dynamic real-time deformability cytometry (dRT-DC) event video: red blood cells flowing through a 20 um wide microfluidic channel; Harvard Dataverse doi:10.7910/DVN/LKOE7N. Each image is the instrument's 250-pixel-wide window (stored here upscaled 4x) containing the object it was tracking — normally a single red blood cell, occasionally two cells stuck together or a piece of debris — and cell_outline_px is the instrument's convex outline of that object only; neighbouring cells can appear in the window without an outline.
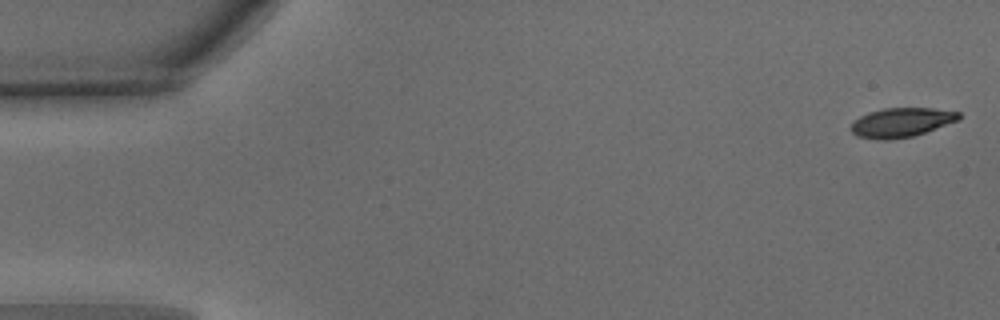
{"species": "common noctule bat (a hibernating species)", "species_latin": "Nyctalus noctula", "temperature_condition": "warm", "stored_images_in_passage": 51, "camera_frame_rate_fps": 3000, "um_per_image_px": 0.085, "animal": {"sex": "male", "body_mass_g": 15.6}, "frame": {"image": 1, "passage_image": 1, "time_ms": 0.0, "image_size_px": [1000, 320], "cell_outline_px": [[960, 120], [912, 136], [888, 140], [876, 140], [856, 136], [852, 132], [852, 120], [868, 112], [884, 108], [932, 108], [960, 112]], "centroid_in_image_um": [76.59, 10.4], "position_along_channel_um": 8.4, "area_um2": 18.44}}
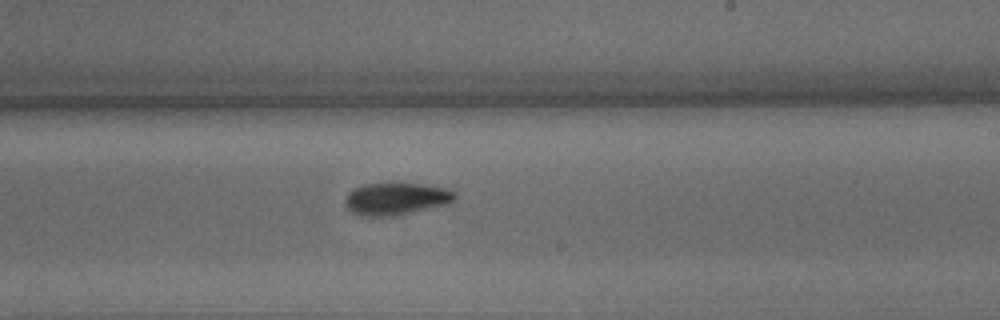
{"frame": {"image": 2, "passage_image": 30, "time_ms": 9.667, "image_size_px": [1000, 320], "cell_outline_px": [[456, 196], [448, 204], [396, 216], [360, 216], [352, 212], [344, 204], [344, 200], [356, 188], [364, 184], [388, 180], [424, 184], [448, 188], [456, 192]], "centroid_in_image_um": [33.69, 16.86], "position_along_channel_um": 255.3, "area_um2": 21.33}}
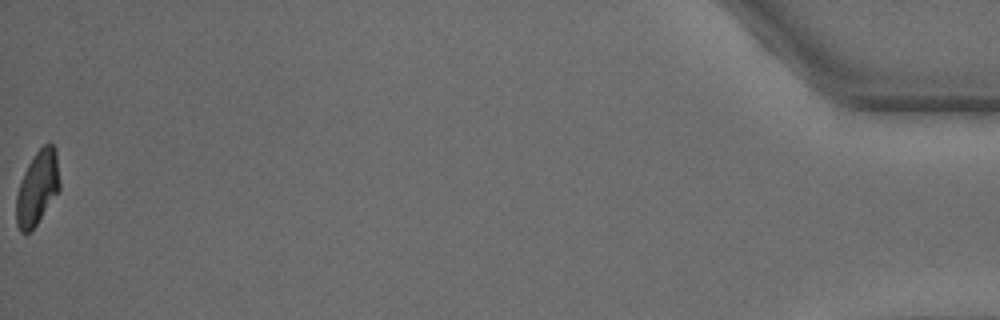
{"frame": {"image": 3, "passage_image": 51, "time_ms": 16.667, "image_size_px": [1000, 320], "cell_outline_px": [[60, 188], [36, 224], [28, 232], [20, 232], [16, 224], [16, 196], [20, 180], [28, 164], [36, 152], [44, 144], [52, 144], [56, 148], [60, 180]], "centroid_in_image_um": [3.17, 15.94], "position_along_channel_um": 432.0, "area_um2": 18.55}, "authors_computed_cell_mechanics": {"area_um2": 19.7098, "velocity_mm_per_s": 3.9533, "shape_relaxation_time_tau1_ms": 2.9965, "shape_relaxation_time_tau2_ms": 3.5314, "deformation_change_tau1": 0.1568, "deformation_change_tau2": 0.0879}}